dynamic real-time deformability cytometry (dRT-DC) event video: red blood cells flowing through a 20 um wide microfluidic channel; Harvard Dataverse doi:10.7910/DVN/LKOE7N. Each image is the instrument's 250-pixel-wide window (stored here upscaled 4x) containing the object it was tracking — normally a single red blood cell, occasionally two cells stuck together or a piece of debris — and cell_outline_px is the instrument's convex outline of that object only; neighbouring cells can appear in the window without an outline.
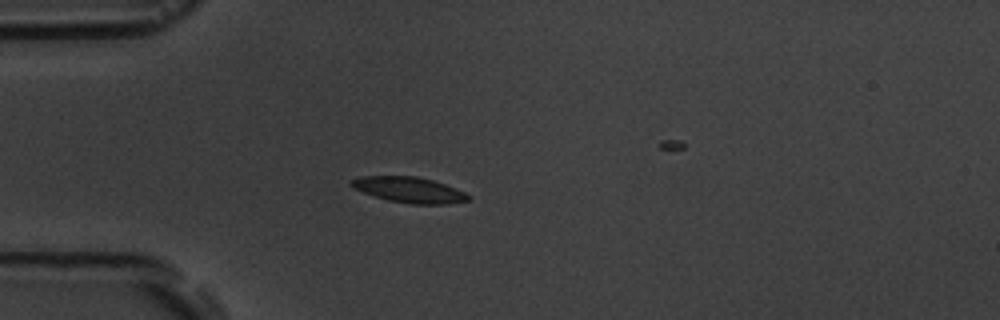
{"species": "common noctule bat (a hibernating species)", "species_latin": "Nyctalus noctula", "temperature_condition": "room temperature", "stored_images_in_passage": 6, "camera_frame_rate_fps": 3000, "um_per_image_px": 0.085, "animal": {"sex": "male", "body_mass_g": 19.5, "forearm_length_mm": 54.6}, "frame": {"image": 1, "passage_image": 4, "time_ms": 3.333, "image_size_px": [1000, 320], "cell_outline_px": [[472, 200], [448, 204], [408, 204], [388, 200], [352, 188], [348, 184], [348, 180], [360, 176], [416, 176], [432, 180], [456, 188], [472, 196]], "centroid_in_image_um": [34.78, 16.13], "position_along_channel_um": 50.2, "area_um2": 17.69}}